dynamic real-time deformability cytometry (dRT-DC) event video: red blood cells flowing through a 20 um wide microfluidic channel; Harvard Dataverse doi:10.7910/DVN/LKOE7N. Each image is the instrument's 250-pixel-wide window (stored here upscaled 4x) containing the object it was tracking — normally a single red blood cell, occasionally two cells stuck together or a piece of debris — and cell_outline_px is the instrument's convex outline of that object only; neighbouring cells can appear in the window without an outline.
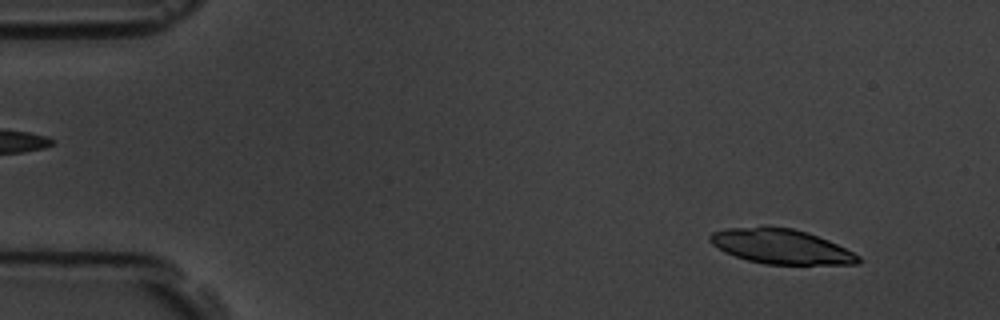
{"species": "common noctule bat (a hibernating species)", "species_latin": "Nyctalus noctula", "temperature_condition": "room temperature", "stored_images_in_passage": 57, "camera_frame_rate_fps": 3000, "um_per_image_px": 0.085, "animal": {"sex": "male", "body_mass_g": 19.5, "forearm_length_mm": 54.6}, "frame": {"image": 1, "passage_image": 5, "time_ms": 1.333, "image_size_px": [1000, 320], "cell_outline_px": [[864, 260], [856, 264], [764, 264], [748, 260], [724, 252], [712, 244], [708, 240], [708, 236], [712, 232], [724, 228], [764, 224], [792, 228], [808, 232], [828, 240], [860, 256]], "centroid_in_image_um": [66.33, 20.91], "position_along_channel_um": 18.7, "area_um2": 30.58}}